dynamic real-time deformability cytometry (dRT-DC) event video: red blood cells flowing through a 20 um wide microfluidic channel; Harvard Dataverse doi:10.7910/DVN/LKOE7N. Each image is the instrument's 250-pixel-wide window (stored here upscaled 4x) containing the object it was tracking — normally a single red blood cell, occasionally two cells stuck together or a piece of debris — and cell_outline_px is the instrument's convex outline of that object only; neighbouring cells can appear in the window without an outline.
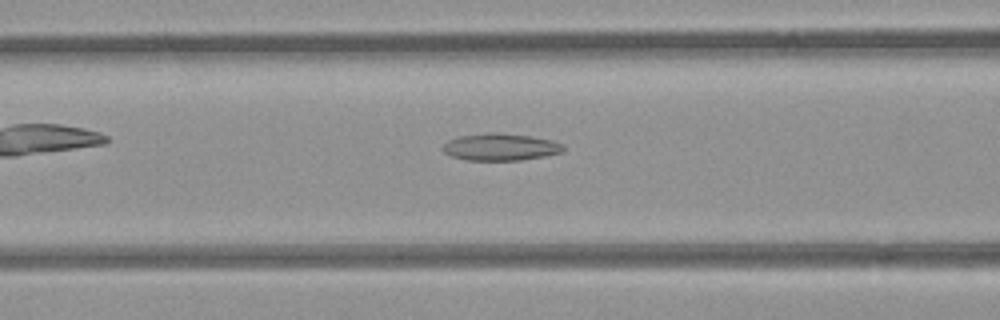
{"species": "common noctule bat (a hibernating species)", "species_latin": "Nyctalus noctula", "temperature_condition": "room temperature", "stored_images_in_passage": 28, "camera_frame_rate_fps": 3000, "um_per_image_px": 0.085, "animal": {"sex": "female", "body_mass_g": 21.9}, "frame": {"image": 1, "passage_image": 6, "time_ms": 1.667, "image_size_px": [1000, 320], "cell_outline_px": [[564, 152], [544, 156], [520, 160], [468, 160], [452, 156], [444, 152], [444, 144], [448, 140], [456, 136], [488, 132], [500, 132], [528, 136], [552, 140], [564, 144]], "centroid_in_image_um": [42.55, 12.48], "position_along_channel_um": 124.0, "area_um2": 19.07}}
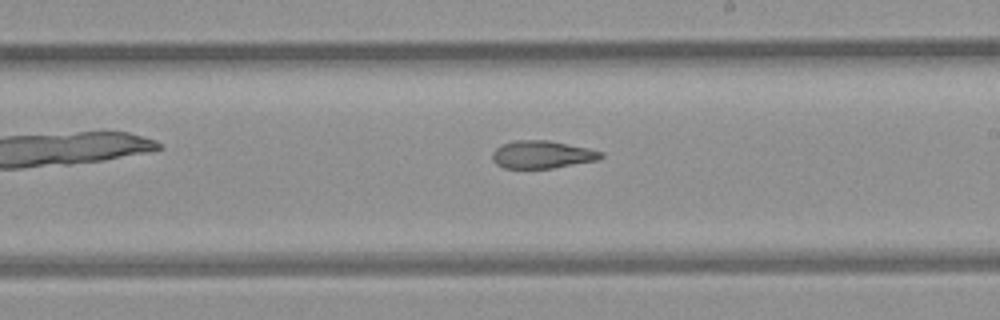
{"frame": {"image": 2, "passage_image": 15, "time_ms": 4.667, "image_size_px": [1000, 320], "cell_outline_px": [[604, 156], [600, 160], [552, 168], [504, 168], [496, 164], [492, 160], [492, 152], [500, 144], [512, 140], [548, 140], [588, 148], [604, 152]], "centroid_in_image_um": [46.07, 13.13], "position_along_channel_um": 242.9, "area_um2": 17.74}}
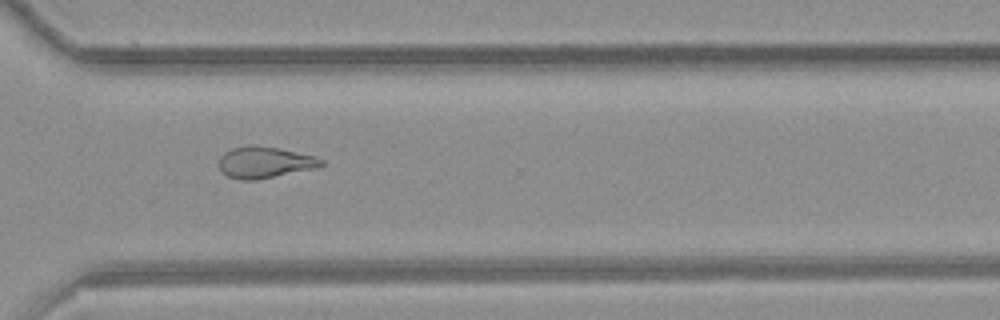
{"frame": {"image": 3, "passage_image": 23, "time_ms": 7.333, "image_size_px": [1000, 320], "cell_outline_px": [[324, 164], [316, 168], [256, 180], [240, 180], [228, 176], [220, 168], [220, 156], [224, 152], [232, 148], [248, 144], [256, 144], [280, 148], [316, 156], [324, 160]], "centroid_in_image_um": [22.52, 13.78], "position_along_channel_um": 348.1, "area_um2": 18.9}}